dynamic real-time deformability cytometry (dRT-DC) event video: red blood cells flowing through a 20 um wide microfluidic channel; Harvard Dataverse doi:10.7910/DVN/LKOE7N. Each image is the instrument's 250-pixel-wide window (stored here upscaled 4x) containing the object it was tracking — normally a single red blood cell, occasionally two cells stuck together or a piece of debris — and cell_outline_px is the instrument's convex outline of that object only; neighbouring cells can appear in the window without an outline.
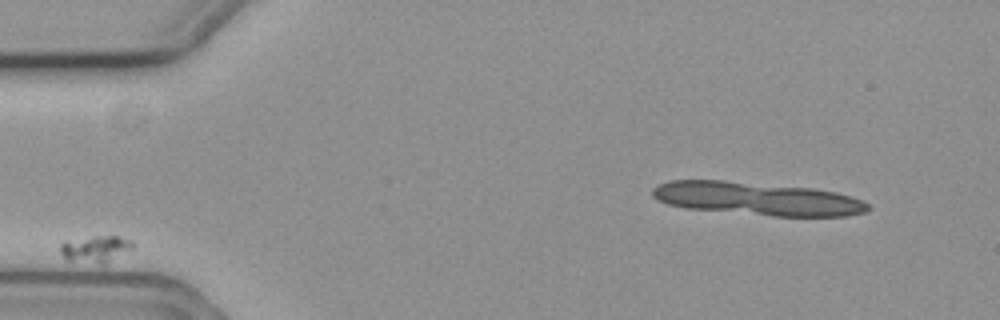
{"species": "common noctule bat (a hibernating species)", "species_latin": "Nyctalus noctula", "temperature_condition": "cold", "stored_images_in_passage": 6, "segment_of_instrument_passage": [1, 2], "camera_frame_rate_fps": 3000, "um_per_image_px": 0.085, "animal": {"sex": "female", "body_mass_g": 19.3, "forearm_length_mm": 54.1}, "frame": {"image": 1, "passage_image": 2, "time_ms": 0.333, "image_size_px": [1000, 320], "cell_outline_px": [[136, 244], [132, 248], [104, 264], [100, 264], [68, 260], [60, 252], [60, 244], [64, 240], [92, 236], [120, 236], [132, 240]], "centroid_in_image_um": [8.11, 21.13], "position_along_channel_um": 76.9, "area_um2": 11.39}}
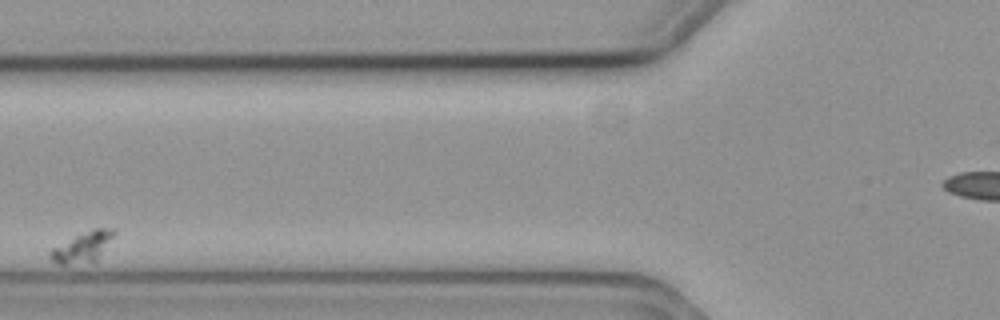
{"frame": {"image": 2, "passage_image": 3, "time_ms": 0.667, "image_size_px": [1000, 320], "cell_outline_px": [[116, 232], [96, 264], [56, 264], [48, 256], [52, 248], [92, 228], [116, 228]], "centroid_in_image_um": [7.08, 21.03], "position_along_channel_um": 118.7, "area_um2": 11.56}}
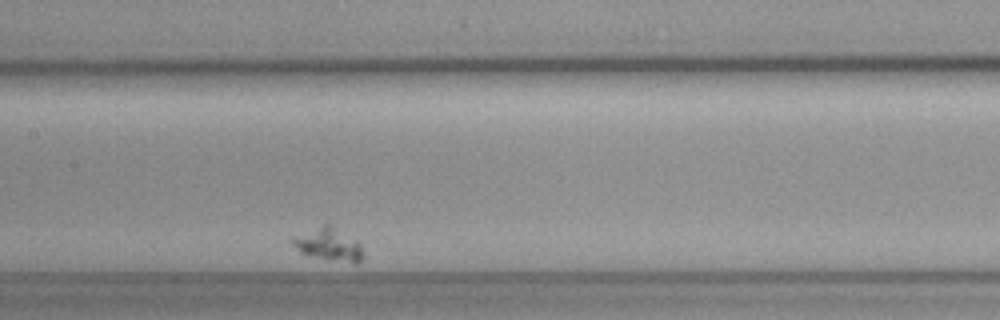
{"frame": {"image": 3, "passage_image": 5, "time_ms": 1.333, "image_size_px": [1000, 320], "cell_outline_px": [[364, 256], [356, 264], [352, 264], [304, 256], [288, 240], [292, 236], [324, 224], [328, 224], [356, 240], [360, 244], [364, 252]], "centroid_in_image_um": [27.89, 20.82], "position_along_channel_um": 179.5, "area_um2": 13.87}}